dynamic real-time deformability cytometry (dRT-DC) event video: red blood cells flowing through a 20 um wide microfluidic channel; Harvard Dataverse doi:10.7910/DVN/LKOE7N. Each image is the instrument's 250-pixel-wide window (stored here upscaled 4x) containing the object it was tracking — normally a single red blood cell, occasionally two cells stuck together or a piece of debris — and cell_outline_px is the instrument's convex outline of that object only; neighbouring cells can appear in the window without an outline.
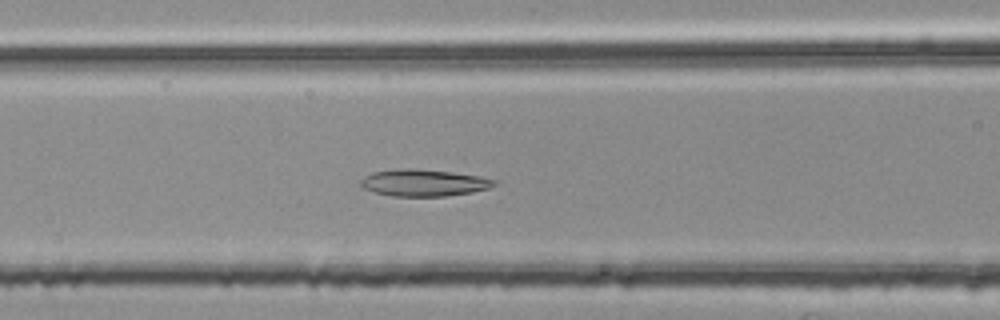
{"species": "common noctule bat (a hibernating species)", "species_latin": "Nyctalus noctula", "temperature_condition": "room temperature", "stored_images_in_passage": 41, "camera_frame_rate_fps": 3000, "um_per_image_px": 0.085, "animal": {"sex": "female", "body_mass_g": 25.1}, "frame": {"image": 1, "passage_image": 12, "time_ms": 3.667, "image_size_px": [1000, 320], "cell_outline_px": [[496, 184], [488, 188], [472, 192], [444, 196], [392, 196], [372, 192], [364, 188], [360, 184], [360, 180], [364, 176], [372, 172], [404, 168], [412, 168], [452, 172], [476, 176], [496, 180]], "centroid_in_image_um": [35.96, 15.54], "position_along_channel_um": 130.6, "area_um2": 20.75}}
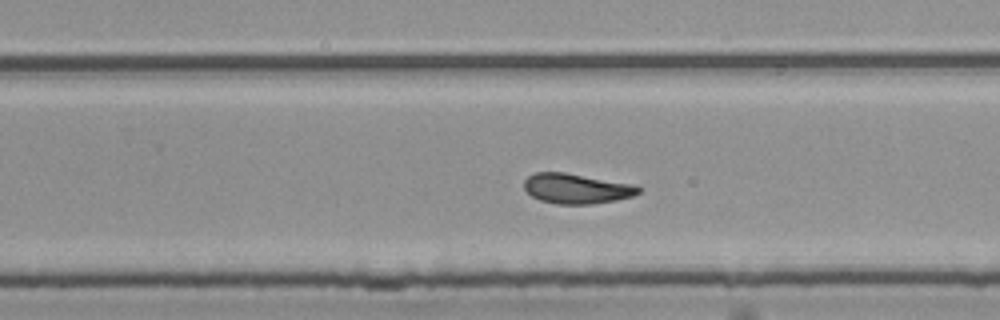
{"frame": {"image": 2, "passage_image": 24, "time_ms": 7.667, "image_size_px": [1000, 320], "cell_outline_px": [[644, 188], [640, 192], [632, 196], [616, 200], [592, 204], [556, 204], [540, 200], [532, 196], [524, 188], [524, 180], [532, 172], [564, 172], [632, 184]], "centroid_in_image_um": [48.99, 16.03], "position_along_channel_um": 280.8, "area_um2": 20.06}}
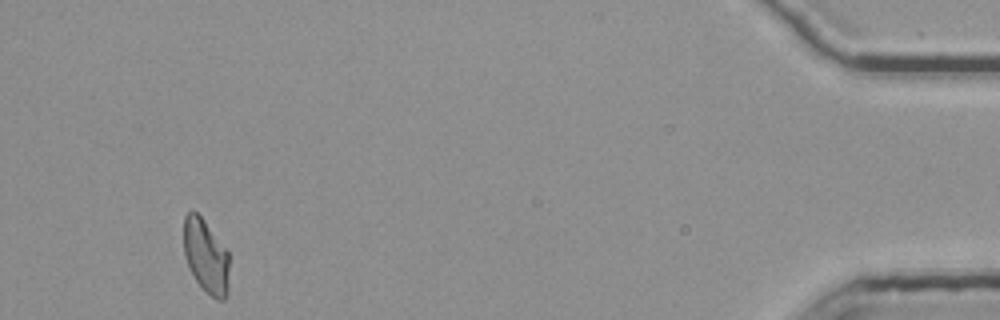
{"frame": {"image": 3, "passage_image": 41, "time_ms": 13.333, "image_size_px": [1000, 320], "cell_outline_px": [[228, 296], [224, 300], [216, 300], [196, 280], [184, 256], [184, 216], [192, 208], [204, 220], [228, 252]], "centroid_in_image_um": [17.5, 21.76], "position_along_channel_um": 417.7, "area_um2": 19.36}, "authors_computed_cell_mechanics": {"area_um2": 20.23, "velocity_mm_per_s": 3.7691, "shape_relaxation_time_tau1_ms": null, "shape_relaxation_time_tau2_ms": 11.2637, "deformation_change_tau1": null, "deformation_change_tau2": 0.1769}}